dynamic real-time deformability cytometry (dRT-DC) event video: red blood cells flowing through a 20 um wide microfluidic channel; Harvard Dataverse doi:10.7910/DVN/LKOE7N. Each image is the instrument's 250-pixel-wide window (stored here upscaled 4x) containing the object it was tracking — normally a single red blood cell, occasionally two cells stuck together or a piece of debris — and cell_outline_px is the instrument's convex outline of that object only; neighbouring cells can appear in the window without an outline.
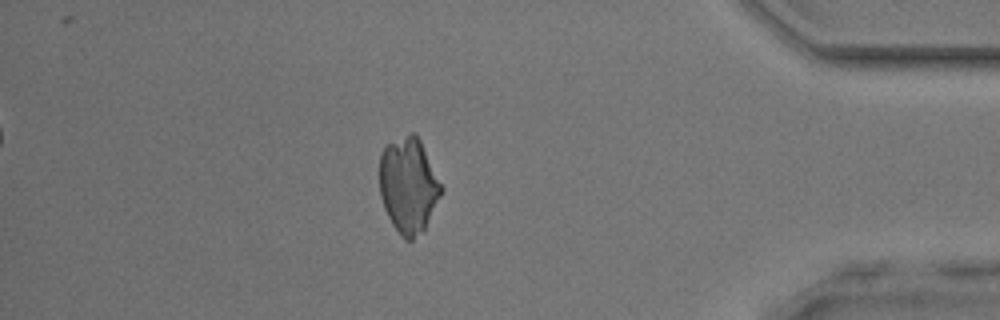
{"species": "common noctule bat (a hibernating species)", "species_latin": "Nyctalus noctula", "temperature_condition": "room temperature", "stored_images_in_passage": 42, "camera_frame_rate_fps": 3000, "um_per_image_px": 0.085, "animal": {"sex": "male", "body_mass_g": 17.9, "forearm_length_mm": 54.2}, "frame": {"image": 1, "passage_image": 37, "time_ms": 12.0, "image_size_px": [1000, 320], "cell_outline_px": [[444, 188], [424, 228], [412, 240], [404, 240], [400, 236], [392, 224], [384, 208], [380, 196], [380, 152], [384, 144], [408, 132], [412, 132], [420, 140]], "centroid_in_image_um": [34.69, 15.71], "position_along_channel_um": 400.5, "area_um2": 34.39}}